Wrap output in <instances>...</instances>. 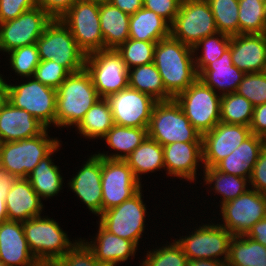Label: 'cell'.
Returning a JSON list of instances; mask_svg holds the SVG:
<instances>
[{
  "label": "cell",
  "instance_id": "f35d334b",
  "mask_svg": "<svg viewBox=\"0 0 266 266\" xmlns=\"http://www.w3.org/2000/svg\"><path fill=\"white\" fill-rule=\"evenodd\" d=\"M214 16L217 31L229 36L239 34L238 0H207Z\"/></svg>",
  "mask_w": 266,
  "mask_h": 266
},
{
  "label": "cell",
  "instance_id": "74e56055",
  "mask_svg": "<svg viewBox=\"0 0 266 266\" xmlns=\"http://www.w3.org/2000/svg\"><path fill=\"white\" fill-rule=\"evenodd\" d=\"M204 171L206 183L215 182V191L223 196L222 204L237 198L248 190L245 189L247 185L246 178L226 174L215 168L205 167Z\"/></svg>",
  "mask_w": 266,
  "mask_h": 266
},
{
  "label": "cell",
  "instance_id": "ac0fdd59",
  "mask_svg": "<svg viewBox=\"0 0 266 266\" xmlns=\"http://www.w3.org/2000/svg\"><path fill=\"white\" fill-rule=\"evenodd\" d=\"M251 135L248 126L219 122L202 135V161L204 167L214 168Z\"/></svg>",
  "mask_w": 266,
  "mask_h": 266
},
{
  "label": "cell",
  "instance_id": "603a6c76",
  "mask_svg": "<svg viewBox=\"0 0 266 266\" xmlns=\"http://www.w3.org/2000/svg\"><path fill=\"white\" fill-rule=\"evenodd\" d=\"M7 218L9 221L24 222L40 216L43 205L27 178H17L5 196Z\"/></svg>",
  "mask_w": 266,
  "mask_h": 266
},
{
  "label": "cell",
  "instance_id": "7c38bea8",
  "mask_svg": "<svg viewBox=\"0 0 266 266\" xmlns=\"http://www.w3.org/2000/svg\"><path fill=\"white\" fill-rule=\"evenodd\" d=\"M102 212L120 205L141 188L125 160L102 158Z\"/></svg>",
  "mask_w": 266,
  "mask_h": 266
},
{
  "label": "cell",
  "instance_id": "6da1fadb",
  "mask_svg": "<svg viewBox=\"0 0 266 266\" xmlns=\"http://www.w3.org/2000/svg\"><path fill=\"white\" fill-rule=\"evenodd\" d=\"M194 49L171 35L156 43L153 63L158 69L166 91L175 98L197 78Z\"/></svg>",
  "mask_w": 266,
  "mask_h": 266
},
{
  "label": "cell",
  "instance_id": "52a82bcc",
  "mask_svg": "<svg viewBox=\"0 0 266 266\" xmlns=\"http://www.w3.org/2000/svg\"><path fill=\"white\" fill-rule=\"evenodd\" d=\"M217 26L207 0H182L170 25V35L194 48L203 38L217 34Z\"/></svg>",
  "mask_w": 266,
  "mask_h": 266
},
{
  "label": "cell",
  "instance_id": "7bdbcfd3",
  "mask_svg": "<svg viewBox=\"0 0 266 266\" xmlns=\"http://www.w3.org/2000/svg\"><path fill=\"white\" fill-rule=\"evenodd\" d=\"M8 53H11V67H13L17 74H20V76L33 77L35 69L41 61L36 43L16 48Z\"/></svg>",
  "mask_w": 266,
  "mask_h": 266
},
{
  "label": "cell",
  "instance_id": "484cf974",
  "mask_svg": "<svg viewBox=\"0 0 266 266\" xmlns=\"http://www.w3.org/2000/svg\"><path fill=\"white\" fill-rule=\"evenodd\" d=\"M244 75L245 73L233 64L231 50L228 48L219 59L209 63L198 74V78L214 91V87L222 89L224 95L236 92Z\"/></svg>",
  "mask_w": 266,
  "mask_h": 266
},
{
  "label": "cell",
  "instance_id": "30bf717a",
  "mask_svg": "<svg viewBox=\"0 0 266 266\" xmlns=\"http://www.w3.org/2000/svg\"><path fill=\"white\" fill-rule=\"evenodd\" d=\"M60 20L70 30L79 48L86 55L104 50L99 3L77 0Z\"/></svg>",
  "mask_w": 266,
  "mask_h": 266
},
{
  "label": "cell",
  "instance_id": "4fadbf2b",
  "mask_svg": "<svg viewBox=\"0 0 266 266\" xmlns=\"http://www.w3.org/2000/svg\"><path fill=\"white\" fill-rule=\"evenodd\" d=\"M221 207L225 224L220 226L233 236L246 235L253 225L266 217V194L248 189Z\"/></svg>",
  "mask_w": 266,
  "mask_h": 266
},
{
  "label": "cell",
  "instance_id": "9f6ffc18",
  "mask_svg": "<svg viewBox=\"0 0 266 266\" xmlns=\"http://www.w3.org/2000/svg\"><path fill=\"white\" fill-rule=\"evenodd\" d=\"M186 266H227V261H220L215 259H197L187 261Z\"/></svg>",
  "mask_w": 266,
  "mask_h": 266
},
{
  "label": "cell",
  "instance_id": "db71d44e",
  "mask_svg": "<svg viewBox=\"0 0 266 266\" xmlns=\"http://www.w3.org/2000/svg\"><path fill=\"white\" fill-rule=\"evenodd\" d=\"M246 236L266 246V217L253 225Z\"/></svg>",
  "mask_w": 266,
  "mask_h": 266
},
{
  "label": "cell",
  "instance_id": "f1b7e54d",
  "mask_svg": "<svg viewBox=\"0 0 266 266\" xmlns=\"http://www.w3.org/2000/svg\"><path fill=\"white\" fill-rule=\"evenodd\" d=\"M168 36H170V25L155 12L142 7L130 16V39L157 43Z\"/></svg>",
  "mask_w": 266,
  "mask_h": 266
},
{
  "label": "cell",
  "instance_id": "8d00e7d4",
  "mask_svg": "<svg viewBox=\"0 0 266 266\" xmlns=\"http://www.w3.org/2000/svg\"><path fill=\"white\" fill-rule=\"evenodd\" d=\"M239 34L266 33V9L263 0H238Z\"/></svg>",
  "mask_w": 266,
  "mask_h": 266
},
{
  "label": "cell",
  "instance_id": "c3c4849f",
  "mask_svg": "<svg viewBox=\"0 0 266 266\" xmlns=\"http://www.w3.org/2000/svg\"><path fill=\"white\" fill-rule=\"evenodd\" d=\"M35 6V0H0V23L14 20Z\"/></svg>",
  "mask_w": 266,
  "mask_h": 266
},
{
  "label": "cell",
  "instance_id": "9a60e30c",
  "mask_svg": "<svg viewBox=\"0 0 266 266\" xmlns=\"http://www.w3.org/2000/svg\"><path fill=\"white\" fill-rule=\"evenodd\" d=\"M106 99L114 124L137 128H148L153 108L158 102L150 95L129 86Z\"/></svg>",
  "mask_w": 266,
  "mask_h": 266
},
{
  "label": "cell",
  "instance_id": "277c9868",
  "mask_svg": "<svg viewBox=\"0 0 266 266\" xmlns=\"http://www.w3.org/2000/svg\"><path fill=\"white\" fill-rule=\"evenodd\" d=\"M22 226L29 249L42 266H52L75 245L52 219L37 216Z\"/></svg>",
  "mask_w": 266,
  "mask_h": 266
},
{
  "label": "cell",
  "instance_id": "83f0119b",
  "mask_svg": "<svg viewBox=\"0 0 266 266\" xmlns=\"http://www.w3.org/2000/svg\"><path fill=\"white\" fill-rule=\"evenodd\" d=\"M129 14L123 12L110 2L99 3L101 33L105 49H117L129 39Z\"/></svg>",
  "mask_w": 266,
  "mask_h": 266
},
{
  "label": "cell",
  "instance_id": "681fc988",
  "mask_svg": "<svg viewBox=\"0 0 266 266\" xmlns=\"http://www.w3.org/2000/svg\"><path fill=\"white\" fill-rule=\"evenodd\" d=\"M248 181L256 191L266 194V145L261 150Z\"/></svg>",
  "mask_w": 266,
  "mask_h": 266
},
{
  "label": "cell",
  "instance_id": "2e32d148",
  "mask_svg": "<svg viewBox=\"0 0 266 266\" xmlns=\"http://www.w3.org/2000/svg\"><path fill=\"white\" fill-rule=\"evenodd\" d=\"M141 189L120 205L100 214V224L110 233L133 241L136 245L144 230L145 205Z\"/></svg>",
  "mask_w": 266,
  "mask_h": 266
},
{
  "label": "cell",
  "instance_id": "d6986e66",
  "mask_svg": "<svg viewBox=\"0 0 266 266\" xmlns=\"http://www.w3.org/2000/svg\"><path fill=\"white\" fill-rule=\"evenodd\" d=\"M0 264L3 266H42L31 253L22 222L0 224Z\"/></svg>",
  "mask_w": 266,
  "mask_h": 266
},
{
  "label": "cell",
  "instance_id": "f546056e",
  "mask_svg": "<svg viewBox=\"0 0 266 266\" xmlns=\"http://www.w3.org/2000/svg\"><path fill=\"white\" fill-rule=\"evenodd\" d=\"M129 87L150 95L156 101H170L174 99L165 89L162 77L155 64L136 66L128 71Z\"/></svg>",
  "mask_w": 266,
  "mask_h": 266
},
{
  "label": "cell",
  "instance_id": "ee69618b",
  "mask_svg": "<svg viewBox=\"0 0 266 266\" xmlns=\"http://www.w3.org/2000/svg\"><path fill=\"white\" fill-rule=\"evenodd\" d=\"M148 253L142 266H186L188 261L177 241L172 245Z\"/></svg>",
  "mask_w": 266,
  "mask_h": 266
},
{
  "label": "cell",
  "instance_id": "7402d4cb",
  "mask_svg": "<svg viewBox=\"0 0 266 266\" xmlns=\"http://www.w3.org/2000/svg\"><path fill=\"white\" fill-rule=\"evenodd\" d=\"M102 158L93 155L70 181L71 189L95 214L102 213Z\"/></svg>",
  "mask_w": 266,
  "mask_h": 266
},
{
  "label": "cell",
  "instance_id": "e575fe53",
  "mask_svg": "<svg viewBox=\"0 0 266 266\" xmlns=\"http://www.w3.org/2000/svg\"><path fill=\"white\" fill-rule=\"evenodd\" d=\"M113 125L110 105L106 98H100L87 111L77 128L84 137L103 138Z\"/></svg>",
  "mask_w": 266,
  "mask_h": 266
},
{
  "label": "cell",
  "instance_id": "680465c9",
  "mask_svg": "<svg viewBox=\"0 0 266 266\" xmlns=\"http://www.w3.org/2000/svg\"><path fill=\"white\" fill-rule=\"evenodd\" d=\"M5 194L0 193V224L8 220L6 204H5Z\"/></svg>",
  "mask_w": 266,
  "mask_h": 266
},
{
  "label": "cell",
  "instance_id": "1f68e13d",
  "mask_svg": "<svg viewBox=\"0 0 266 266\" xmlns=\"http://www.w3.org/2000/svg\"><path fill=\"white\" fill-rule=\"evenodd\" d=\"M227 266H266V246L246 235L233 236Z\"/></svg>",
  "mask_w": 266,
  "mask_h": 266
},
{
  "label": "cell",
  "instance_id": "5bb4252c",
  "mask_svg": "<svg viewBox=\"0 0 266 266\" xmlns=\"http://www.w3.org/2000/svg\"><path fill=\"white\" fill-rule=\"evenodd\" d=\"M52 18L40 7L23 12L14 20L0 23V50L9 52L35 44Z\"/></svg>",
  "mask_w": 266,
  "mask_h": 266
},
{
  "label": "cell",
  "instance_id": "8992f818",
  "mask_svg": "<svg viewBox=\"0 0 266 266\" xmlns=\"http://www.w3.org/2000/svg\"><path fill=\"white\" fill-rule=\"evenodd\" d=\"M58 144V140L47 138L46 130L33 138L1 143L0 167L16 178H28L42 158Z\"/></svg>",
  "mask_w": 266,
  "mask_h": 266
},
{
  "label": "cell",
  "instance_id": "ffe728a7",
  "mask_svg": "<svg viewBox=\"0 0 266 266\" xmlns=\"http://www.w3.org/2000/svg\"><path fill=\"white\" fill-rule=\"evenodd\" d=\"M229 49L233 64L245 74L265 72L266 33L231 36Z\"/></svg>",
  "mask_w": 266,
  "mask_h": 266
},
{
  "label": "cell",
  "instance_id": "d6a6232c",
  "mask_svg": "<svg viewBox=\"0 0 266 266\" xmlns=\"http://www.w3.org/2000/svg\"><path fill=\"white\" fill-rule=\"evenodd\" d=\"M125 161L140 180L139 174L165 168L163 146L147 136Z\"/></svg>",
  "mask_w": 266,
  "mask_h": 266
},
{
  "label": "cell",
  "instance_id": "7a4b0ae2",
  "mask_svg": "<svg viewBox=\"0 0 266 266\" xmlns=\"http://www.w3.org/2000/svg\"><path fill=\"white\" fill-rule=\"evenodd\" d=\"M56 102V126H76L100 96L90 74L83 69L71 73L59 86Z\"/></svg>",
  "mask_w": 266,
  "mask_h": 266
},
{
  "label": "cell",
  "instance_id": "ba28073f",
  "mask_svg": "<svg viewBox=\"0 0 266 266\" xmlns=\"http://www.w3.org/2000/svg\"><path fill=\"white\" fill-rule=\"evenodd\" d=\"M192 126L202 135L220 122L221 95L197 78L175 98Z\"/></svg>",
  "mask_w": 266,
  "mask_h": 266
},
{
  "label": "cell",
  "instance_id": "d4e9b609",
  "mask_svg": "<svg viewBox=\"0 0 266 266\" xmlns=\"http://www.w3.org/2000/svg\"><path fill=\"white\" fill-rule=\"evenodd\" d=\"M266 145L265 138L251 134L229 156L221 160L214 168L220 172L250 179L253 166L261 150Z\"/></svg>",
  "mask_w": 266,
  "mask_h": 266
},
{
  "label": "cell",
  "instance_id": "4316f807",
  "mask_svg": "<svg viewBox=\"0 0 266 266\" xmlns=\"http://www.w3.org/2000/svg\"><path fill=\"white\" fill-rule=\"evenodd\" d=\"M97 241V243H96ZM94 244L87 245L92 249L96 259L107 266H114L134 256L137 245L128 239L119 237L107 231L101 224Z\"/></svg>",
  "mask_w": 266,
  "mask_h": 266
},
{
  "label": "cell",
  "instance_id": "b9f144b4",
  "mask_svg": "<svg viewBox=\"0 0 266 266\" xmlns=\"http://www.w3.org/2000/svg\"><path fill=\"white\" fill-rule=\"evenodd\" d=\"M236 93L248 99L254 107L266 103V73L245 74Z\"/></svg>",
  "mask_w": 266,
  "mask_h": 266
},
{
  "label": "cell",
  "instance_id": "9c48e42d",
  "mask_svg": "<svg viewBox=\"0 0 266 266\" xmlns=\"http://www.w3.org/2000/svg\"><path fill=\"white\" fill-rule=\"evenodd\" d=\"M85 69L90 74L100 98H107L129 86V70L115 49L100 50L86 55Z\"/></svg>",
  "mask_w": 266,
  "mask_h": 266
},
{
  "label": "cell",
  "instance_id": "d590c367",
  "mask_svg": "<svg viewBox=\"0 0 266 266\" xmlns=\"http://www.w3.org/2000/svg\"><path fill=\"white\" fill-rule=\"evenodd\" d=\"M253 111L252 103L236 92L221 95L220 122L249 127Z\"/></svg>",
  "mask_w": 266,
  "mask_h": 266
},
{
  "label": "cell",
  "instance_id": "bcb514c9",
  "mask_svg": "<svg viewBox=\"0 0 266 266\" xmlns=\"http://www.w3.org/2000/svg\"><path fill=\"white\" fill-rule=\"evenodd\" d=\"M70 74L64 66L52 60H41L33 77L43 85L57 90Z\"/></svg>",
  "mask_w": 266,
  "mask_h": 266
},
{
  "label": "cell",
  "instance_id": "5b68a950",
  "mask_svg": "<svg viewBox=\"0 0 266 266\" xmlns=\"http://www.w3.org/2000/svg\"><path fill=\"white\" fill-rule=\"evenodd\" d=\"M36 44L40 60H52L70 73L85 69L86 54L60 19H52Z\"/></svg>",
  "mask_w": 266,
  "mask_h": 266
},
{
  "label": "cell",
  "instance_id": "6f0895ef",
  "mask_svg": "<svg viewBox=\"0 0 266 266\" xmlns=\"http://www.w3.org/2000/svg\"><path fill=\"white\" fill-rule=\"evenodd\" d=\"M8 102V84L0 76V110Z\"/></svg>",
  "mask_w": 266,
  "mask_h": 266
},
{
  "label": "cell",
  "instance_id": "e0dca14e",
  "mask_svg": "<svg viewBox=\"0 0 266 266\" xmlns=\"http://www.w3.org/2000/svg\"><path fill=\"white\" fill-rule=\"evenodd\" d=\"M233 235L222 226L203 225L194 234L177 240L189 260L215 259L225 255L228 260L229 246Z\"/></svg>",
  "mask_w": 266,
  "mask_h": 266
},
{
  "label": "cell",
  "instance_id": "91938a15",
  "mask_svg": "<svg viewBox=\"0 0 266 266\" xmlns=\"http://www.w3.org/2000/svg\"><path fill=\"white\" fill-rule=\"evenodd\" d=\"M80 1H89V2H97V3L109 2V0H80Z\"/></svg>",
  "mask_w": 266,
  "mask_h": 266
},
{
  "label": "cell",
  "instance_id": "8fae6325",
  "mask_svg": "<svg viewBox=\"0 0 266 266\" xmlns=\"http://www.w3.org/2000/svg\"><path fill=\"white\" fill-rule=\"evenodd\" d=\"M8 101L18 109H24L48 127L56 125L57 91L36 80L18 86L8 85Z\"/></svg>",
  "mask_w": 266,
  "mask_h": 266
},
{
  "label": "cell",
  "instance_id": "f5cc1de1",
  "mask_svg": "<svg viewBox=\"0 0 266 266\" xmlns=\"http://www.w3.org/2000/svg\"><path fill=\"white\" fill-rule=\"evenodd\" d=\"M109 2L129 15L136 13L143 7L142 0H109Z\"/></svg>",
  "mask_w": 266,
  "mask_h": 266
},
{
  "label": "cell",
  "instance_id": "f907efd6",
  "mask_svg": "<svg viewBox=\"0 0 266 266\" xmlns=\"http://www.w3.org/2000/svg\"><path fill=\"white\" fill-rule=\"evenodd\" d=\"M76 2L77 0H35L36 6L52 19H60Z\"/></svg>",
  "mask_w": 266,
  "mask_h": 266
},
{
  "label": "cell",
  "instance_id": "f6af8a7d",
  "mask_svg": "<svg viewBox=\"0 0 266 266\" xmlns=\"http://www.w3.org/2000/svg\"><path fill=\"white\" fill-rule=\"evenodd\" d=\"M82 241L75 245L52 266H107L100 263L92 249Z\"/></svg>",
  "mask_w": 266,
  "mask_h": 266
},
{
  "label": "cell",
  "instance_id": "60d3db41",
  "mask_svg": "<svg viewBox=\"0 0 266 266\" xmlns=\"http://www.w3.org/2000/svg\"><path fill=\"white\" fill-rule=\"evenodd\" d=\"M215 35L216 34H213L203 38L193 48L195 52V49L197 50L201 45H204L203 55L195 60L197 62H195L197 74H199L209 63L219 59L230 46L231 36L218 32L217 35H219V37L221 36V39H219Z\"/></svg>",
  "mask_w": 266,
  "mask_h": 266
},
{
  "label": "cell",
  "instance_id": "ab89813d",
  "mask_svg": "<svg viewBox=\"0 0 266 266\" xmlns=\"http://www.w3.org/2000/svg\"><path fill=\"white\" fill-rule=\"evenodd\" d=\"M156 42L127 39L116 51L121 55L127 69L153 62Z\"/></svg>",
  "mask_w": 266,
  "mask_h": 266
},
{
  "label": "cell",
  "instance_id": "11a10c76",
  "mask_svg": "<svg viewBox=\"0 0 266 266\" xmlns=\"http://www.w3.org/2000/svg\"><path fill=\"white\" fill-rule=\"evenodd\" d=\"M16 179L13 174L0 167V193L7 195Z\"/></svg>",
  "mask_w": 266,
  "mask_h": 266
},
{
  "label": "cell",
  "instance_id": "7dc6e473",
  "mask_svg": "<svg viewBox=\"0 0 266 266\" xmlns=\"http://www.w3.org/2000/svg\"><path fill=\"white\" fill-rule=\"evenodd\" d=\"M143 7L147 10L153 11L168 20L171 25L178 14L179 6L182 0H142Z\"/></svg>",
  "mask_w": 266,
  "mask_h": 266
},
{
  "label": "cell",
  "instance_id": "836d02e7",
  "mask_svg": "<svg viewBox=\"0 0 266 266\" xmlns=\"http://www.w3.org/2000/svg\"><path fill=\"white\" fill-rule=\"evenodd\" d=\"M59 147V144L37 164L28 175V180L39 197H52L57 194L62 187V177L58 167L53 165L50 156Z\"/></svg>",
  "mask_w": 266,
  "mask_h": 266
},
{
  "label": "cell",
  "instance_id": "44dd1931",
  "mask_svg": "<svg viewBox=\"0 0 266 266\" xmlns=\"http://www.w3.org/2000/svg\"><path fill=\"white\" fill-rule=\"evenodd\" d=\"M47 127L24 109L14 107L9 101L0 110V140L14 142L42 134Z\"/></svg>",
  "mask_w": 266,
  "mask_h": 266
},
{
  "label": "cell",
  "instance_id": "cb8c5ba5",
  "mask_svg": "<svg viewBox=\"0 0 266 266\" xmlns=\"http://www.w3.org/2000/svg\"><path fill=\"white\" fill-rule=\"evenodd\" d=\"M168 174L194 181L197 162H202V142H174L163 146Z\"/></svg>",
  "mask_w": 266,
  "mask_h": 266
},
{
  "label": "cell",
  "instance_id": "816d5d0a",
  "mask_svg": "<svg viewBox=\"0 0 266 266\" xmlns=\"http://www.w3.org/2000/svg\"><path fill=\"white\" fill-rule=\"evenodd\" d=\"M249 128L251 134H255L266 139V103L254 107Z\"/></svg>",
  "mask_w": 266,
  "mask_h": 266
},
{
  "label": "cell",
  "instance_id": "4dcf8cb0",
  "mask_svg": "<svg viewBox=\"0 0 266 266\" xmlns=\"http://www.w3.org/2000/svg\"><path fill=\"white\" fill-rule=\"evenodd\" d=\"M148 128L126 127L114 124L113 127L103 137L107 144L124 154H114L111 156L97 154L101 158L112 160H125L148 136Z\"/></svg>",
  "mask_w": 266,
  "mask_h": 266
},
{
  "label": "cell",
  "instance_id": "3957f363",
  "mask_svg": "<svg viewBox=\"0 0 266 266\" xmlns=\"http://www.w3.org/2000/svg\"><path fill=\"white\" fill-rule=\"evenodd\" d=\"M147 133L161 146L174 142H202V134L192 126L175 99L155 104Z\"/></svg>",
  "mask_w": 266,
  "mask_h": 266
}]
</instances>
